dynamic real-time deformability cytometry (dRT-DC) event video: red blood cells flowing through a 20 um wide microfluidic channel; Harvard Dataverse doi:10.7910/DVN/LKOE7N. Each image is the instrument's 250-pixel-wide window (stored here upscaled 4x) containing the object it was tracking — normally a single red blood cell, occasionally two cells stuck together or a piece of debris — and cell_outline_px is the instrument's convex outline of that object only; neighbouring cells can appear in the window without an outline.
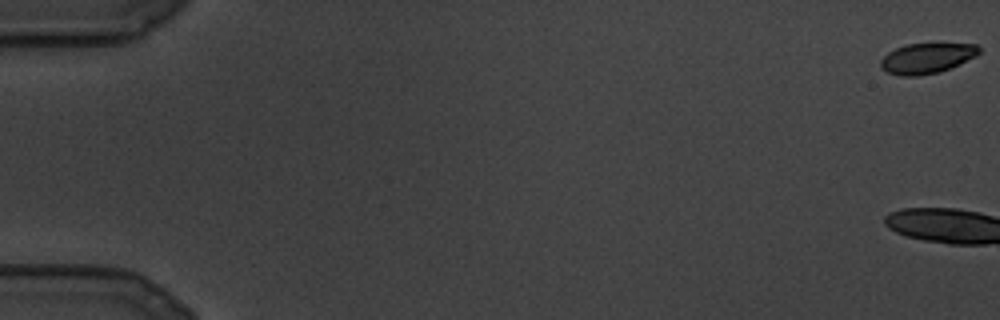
{"species": "common noctule bat (a hibernating species)", "species_latin": "Nyctalus noctula", "temperature_condition": "cold", "stored_images_in_passage": 5, "camera_frame_rate_fps": 3000, "um_per_image_px": 0.085, "animal": {"sex": "male", "body_mass_g": 19.5, "forearm_length_mm": 54.6}, "frame": {"image": 1, "passage_image": 1, "time_ms": 0.0, "image_size_px": [1000, 320], "cell_outline_px": [[980, 52], [976, 56], [940, 72], [916, 76], [900, 76], [888, 72], [880, 68], [880, 60], [888, 52], [896, 48], [908, 44], [976, 44], [980, 48]], "centroid_in_image_um": [78.75, 4.96], "position_along_channel_um": 6.2, "area_um2": 17.22}}